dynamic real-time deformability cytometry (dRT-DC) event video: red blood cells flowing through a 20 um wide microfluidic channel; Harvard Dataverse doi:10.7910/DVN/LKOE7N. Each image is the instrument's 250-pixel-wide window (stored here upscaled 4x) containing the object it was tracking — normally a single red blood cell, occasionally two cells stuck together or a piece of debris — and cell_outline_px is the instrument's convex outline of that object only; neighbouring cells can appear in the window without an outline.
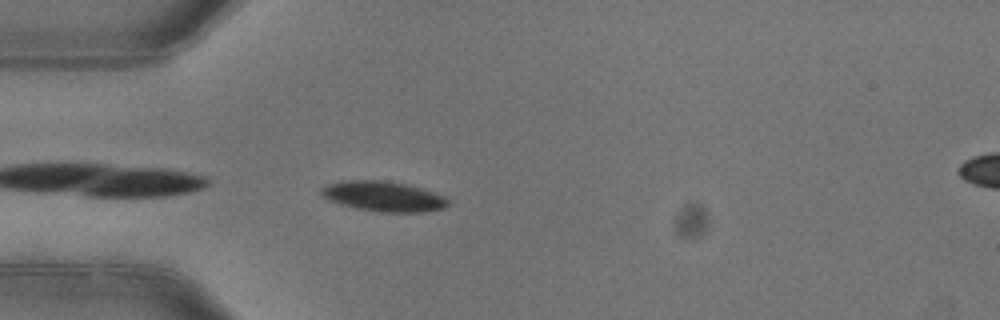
{"species": "common noctule bat (a hibernating species)", "species_latin": "Nyctalus noctula", "temperature_condition": "warm", "stored_images_in_passage": 6, "camera_frame_rate_fps": 3000, "um_per_image_px": 0.085, "animal": {"sex": "female"}, "frame": {"image": 1, "passage_image": 5, "time_ms": 1.333, "image_size_px": [1000, 320], "cell_outline_px": [[448, 204], [444, 208], [424, 212], [376, 212], [356, 208], [340, 204], [328, 200], [320, 196], [320, 188], [328, 184], [344, 180], [380, 180], [404, 184], [420, 188], [444, 196], [448, 200]], "centroid_in_image_um": [32.53, 16.7], "position_along_channel_um": 52.5, "area_um2": 22.25}}